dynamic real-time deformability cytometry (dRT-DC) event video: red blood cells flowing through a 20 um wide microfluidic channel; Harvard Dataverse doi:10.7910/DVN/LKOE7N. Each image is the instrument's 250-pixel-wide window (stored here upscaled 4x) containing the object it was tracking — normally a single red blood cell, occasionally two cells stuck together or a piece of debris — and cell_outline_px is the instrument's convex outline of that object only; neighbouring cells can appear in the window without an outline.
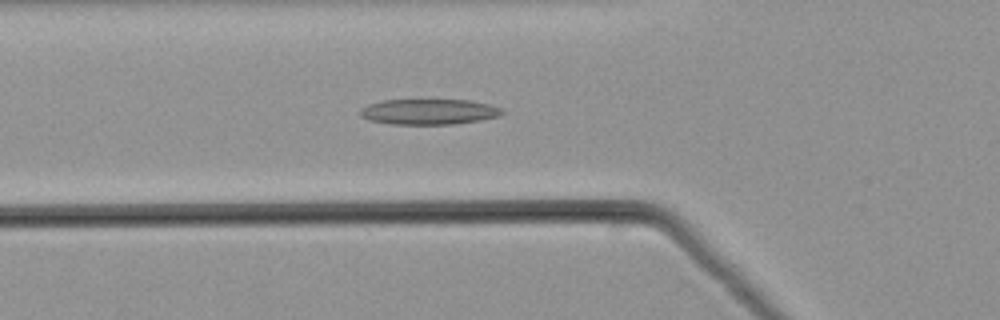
{"species": "common noctule bat (a hibernating species)", "species_latin": "Nyctalus noctula", "temperature_condition": "warm", "stored_images_in_passage": 50, "camera_frame_rate_fps": 3000, "um_per_image_px": 0.085, "animal": {"sex": "male", "body_mass_g": 21.5, "forearm_length_mm": 52.0}, "frame": {"image": 1, "passage_image": 17, "time_ms": 5.333, "image_size_px": [1000, 320], "cell_outline_px": [[504, 112], [500, 116], [480, 120], [452, 124], [392, 124], [368, 120], [360, 116], [360, 108], [368, 104], [384, 100], [468, 100], [488, 104], [500, 108]], "centroid_in_image_um": [36.42, 9.5], "position_along_channel_um": 89.4, "area_um2": 21.04}}
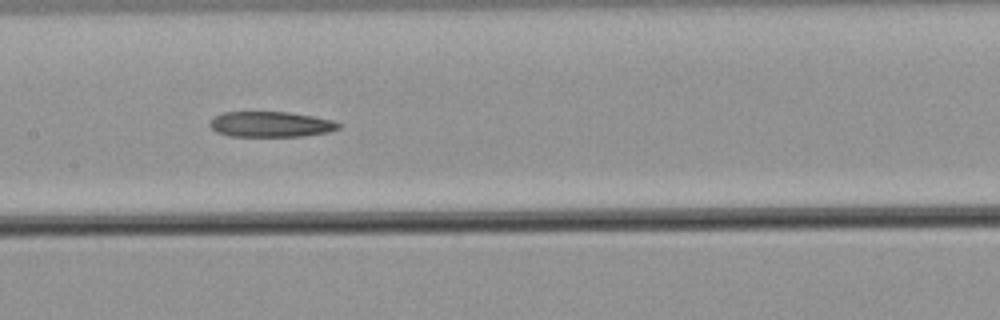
{"frame": {"image": 2, "passage_image": 24, "time_ms": 7.667, "image_size_px": [1000, 320], "cell_outline_px": [[340, 128], [328, 132], [304, 136], [228, 136], [216, 132], [208, 124], [212, 116], [224, 112], [288, 112], [312, 116], [332, 120], [340, 124]], "centroid_in_image_um": [22.97, 10.56], "position_along_channel_um": 184.4, "area_um2": 19.19}}
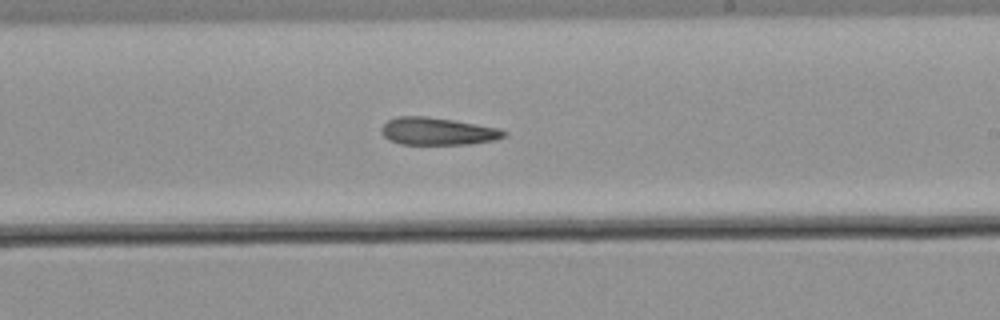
{"frame": {"image": 3, "passage_image": 29, "time_ms": 9.333, "image_size_px": [1000, 320], "cell_outline_px": [[508, 136], [496, 140], [468, 144], [400, 144], [388, 140], [380, 132], [380, 128], [388, 120], [396, 116], [424, 116], [452, 120], [476, 124], [496, 128], [508, 132]], "centroid_in_image_um": [37.18, 11.16], "position_along_channel_um": 251.8, "area_um2": 19.65}}